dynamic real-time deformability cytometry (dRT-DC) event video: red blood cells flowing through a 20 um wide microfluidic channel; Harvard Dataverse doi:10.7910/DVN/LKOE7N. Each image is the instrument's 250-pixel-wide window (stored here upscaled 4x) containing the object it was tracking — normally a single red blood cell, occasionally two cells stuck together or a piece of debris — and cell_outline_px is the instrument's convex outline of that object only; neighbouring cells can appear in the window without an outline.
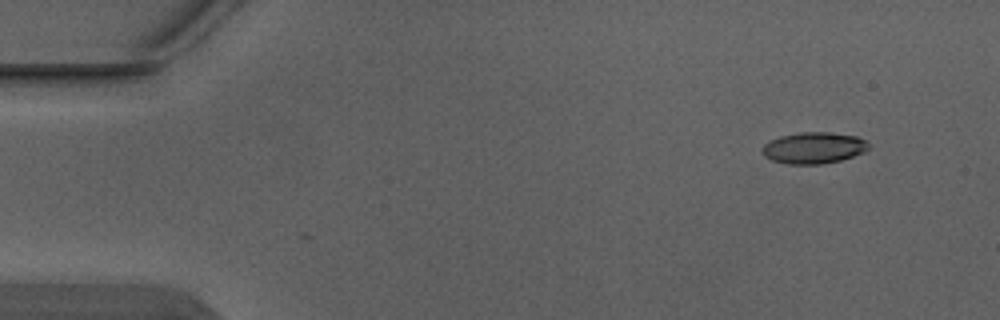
{"species": "Egyptian fruit bat (a non-hibernating species)", "species_latin": "Rousettus aegyptiacus", "temperature_condition": "warm", "stored_images_in_passage": 5, "camera_frame_rate_fps": 3000, "um_per_image_px": 0.085, "animal": {"sex": "male"}, "frame": {"image": 1, "passage_image": 1, "time_ms": 0.0, "image_size_px": [1000, 320], "cell_outline_px": [[868, 148], [864, 152], [840, 160], [820, 164], [788, 164], [772, 160], [764, 156], [764, 144], [780, 136], [800, 132], [832, 132], [856, 136], [864, 140], [868, 144]], "centroid_in_image_um": [69.17, 12.56], "position_along_channel_um": 15.8, "area_um2": 19.19}}
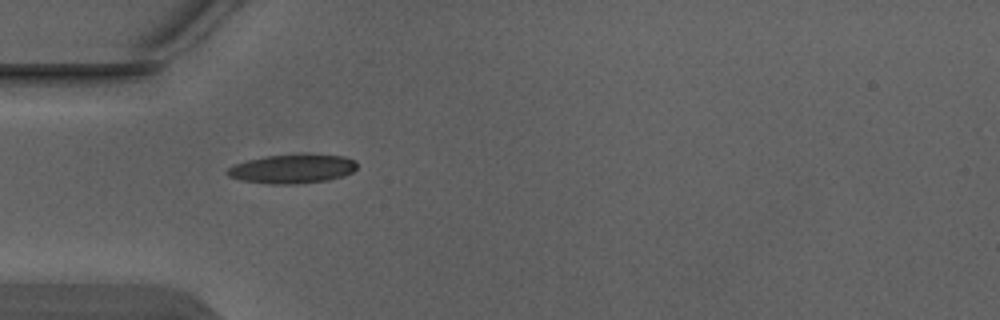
{"frame": {"image": 2, "passage_image": 4, "time_ms": 1.0, "image_size_px": [1000, 320], "cell_outline_px": [[356, 168], [352, 172], [344, 176], [328, 180], [292, 184], [272, 184], [240, 180], [228, 176], [224, 172], [228, 168], [236, 164], [248, 160], [264, 156], [304, 152], [344, 156], [356, 160]], "centroid_in_image_um": [24.87, 14.32], "position_along_channel_um": 60.1, "area_um2": 22.48}}
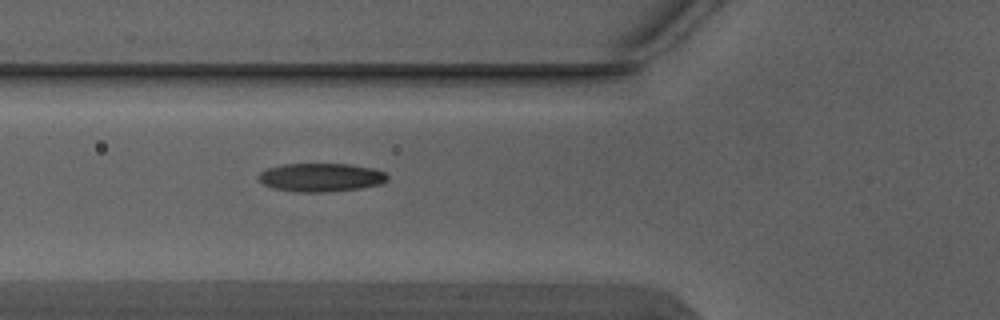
{"frame": {"image": 3, "passage_image": 5, "time_ms": 1.333, "image_size_px": [1000, 320], "cell_outline_px": [[388, 180], [384, 184], [360, 188], [328, 192], [296, 192], [272, 188], [264, 184], [260, 180], [260, 172], [268, 168], [284, 164], [352, 164], [372, 168], [384, 172], [388, 176]], "centroid_in_image_um": [27.33, 15.08], "position_along_channel_um": 98.5, "area_um2": 21.44}}